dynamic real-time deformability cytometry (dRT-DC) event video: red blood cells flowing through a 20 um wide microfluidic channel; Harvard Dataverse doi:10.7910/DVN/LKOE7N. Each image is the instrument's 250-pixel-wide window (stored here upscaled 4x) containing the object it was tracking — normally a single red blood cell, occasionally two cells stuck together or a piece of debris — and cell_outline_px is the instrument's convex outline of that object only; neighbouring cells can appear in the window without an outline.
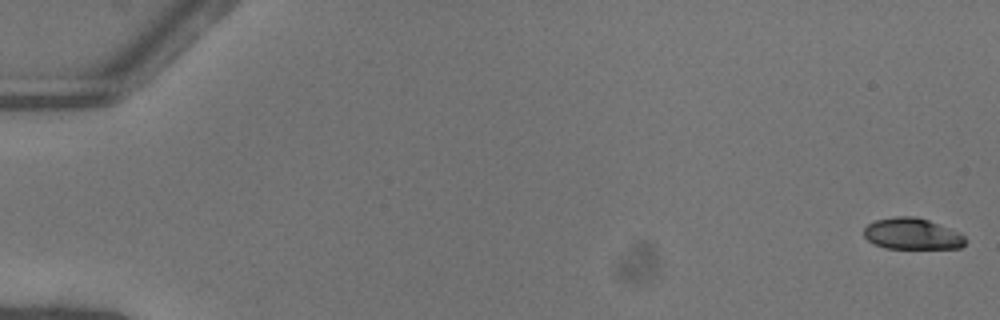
{"species": "common noctule bat (a hibernating species)", "species_latin": "Nyctalus noctula", "temperature_condition": "warm", "stored_images_in_passage": 51, "camera_frame_rate_fps": 3000, "um_per_image_px": 0.085, "animal": {"sex": "female"}, "frame": {"image": 1, "passage_image": 1, "time_ms": 0.0, "image_size_px": [1000, 320], "cell_outline_px": [[964, 244], [960, 248], [884, 248], [868, 240], [864, 236], [864, 228], [868, 224], [876, 220], [896, 216], [916, 216], [928, 220], [960, 232], [964, 236]], "centroid_in_image_um": [77.52, 19.87], "position_along_channel_um": 7.5, "area_um2": 18.38}}
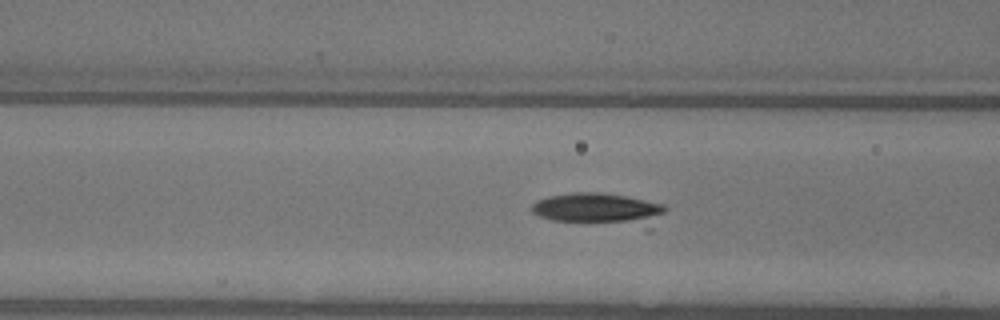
{"frame": {"image": 2, "passage_image": 22, "time_ms": 7.0, "image_size_px": [1000, 320], "cell_outline_px": [[668, 208], [652, 232], [648, 232], [552, 220], [540, 216], [532, 212], [532, 204], [536, 200], [548, 196], [572, 192], [600, 192], [624, 196], [664, 204]], "centroid_in_image_um": [51.11, 17.89], "position_along_channel_um": 115.5, "area_um2": 27.28}}
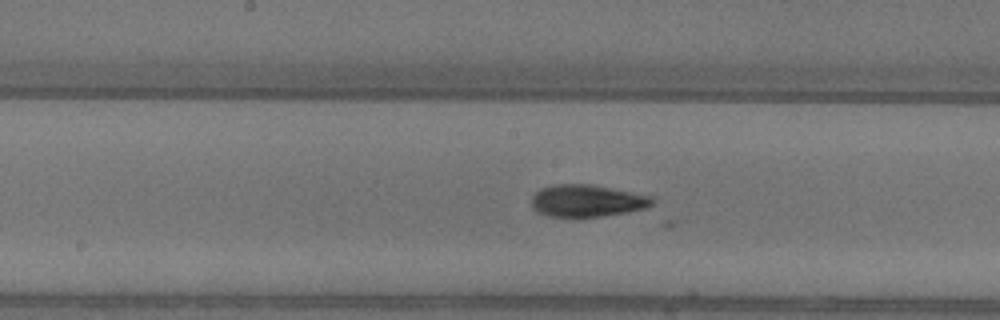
{"frame": {"image": 3, "passage_image": 28, "time_ms": 9.0, "image_size_px": [1000, 320], "cell_outline_px": [[652, 204], [644, 208], [628, 212], [600, 216], [548, 216], [536, 212], [532, 208], [532, 196], [536, 192], [544, 188], [556, 184], [588, 184], [652, 196]], "centroid_in_image_um": [49.86, 17.07], "position_along_channel_um": 198.3, "area_um2": 22.14}}